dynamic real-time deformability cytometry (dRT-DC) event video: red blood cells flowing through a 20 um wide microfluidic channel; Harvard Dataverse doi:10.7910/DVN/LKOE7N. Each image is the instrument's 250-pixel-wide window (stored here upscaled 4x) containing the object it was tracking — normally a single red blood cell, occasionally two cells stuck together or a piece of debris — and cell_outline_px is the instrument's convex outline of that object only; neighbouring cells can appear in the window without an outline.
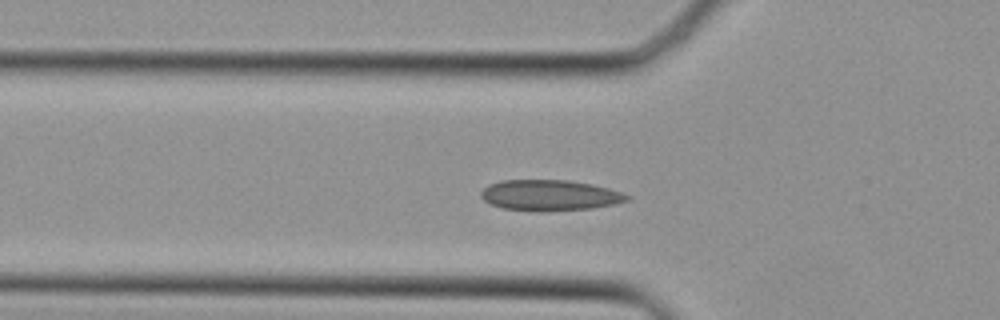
{"species": "Egyptian fruit bat (a non-hibernating species)", "species_latin": "Rousettus aegyptiacus", "temperature_condition": "cold", "stored_images_in_passage": 25, "camera_frame_rate_fps": 3000, "um_per_image_px": 0.085, "animal": {"sex": "female"}, "frame": {"image": 1, "passage_image": 5, "time_ms": 1.333, "image_size_px": [1000, 320], "cell_outline_px": [[632, 196], [628, 200], [616, 204], [592, 208], [504, 208], [492, 204], [484, 200], [480, 196], [480, 192], [488, 184], [500, 180], [568, 180], [592, 184], [608, 188]], "centroid_in_image_um": [46.75, 16.54], "position_along_channel_um": 79.1, "area_um2": 25.03}}
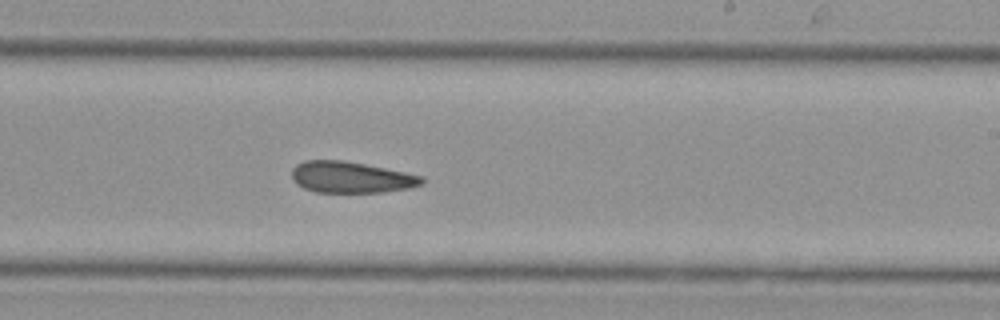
{"frame": {"image": 2, "passage_image": 15, "time_ms": 4.667, "image_size_px": [1000, 320], "cell_outline_px": [[424, 184], [408, 188], [380, 192], [316, 192], [304, 188], [296, 184], [292, 180], [292, 168], [296, 164], [304, 160], [344, 160], [424, 176]], "centroid_in_image_um": [29.81, 15.06], "position_along_channel_um": 259.2, "area_um2": 23.7}}
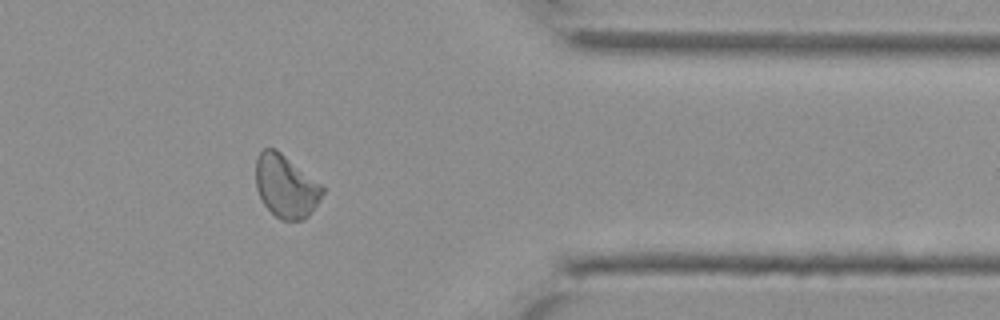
{"frame": {"image": 3, "passage_image": 23, "time_ms": 7.333, "image_size_px": [1000, 320], "cell_outline_px": [[324, 192], [308, 216], [304, 220], [280, 220], [264, 204], [256, 188], [256, 156], [264, 148], [276, 148], [320, 184], [324, 188]], "centroid_in_image_um": [24.27, 15.82], "position_along_channel_um": 387.1, "area_um2": 24.1}}